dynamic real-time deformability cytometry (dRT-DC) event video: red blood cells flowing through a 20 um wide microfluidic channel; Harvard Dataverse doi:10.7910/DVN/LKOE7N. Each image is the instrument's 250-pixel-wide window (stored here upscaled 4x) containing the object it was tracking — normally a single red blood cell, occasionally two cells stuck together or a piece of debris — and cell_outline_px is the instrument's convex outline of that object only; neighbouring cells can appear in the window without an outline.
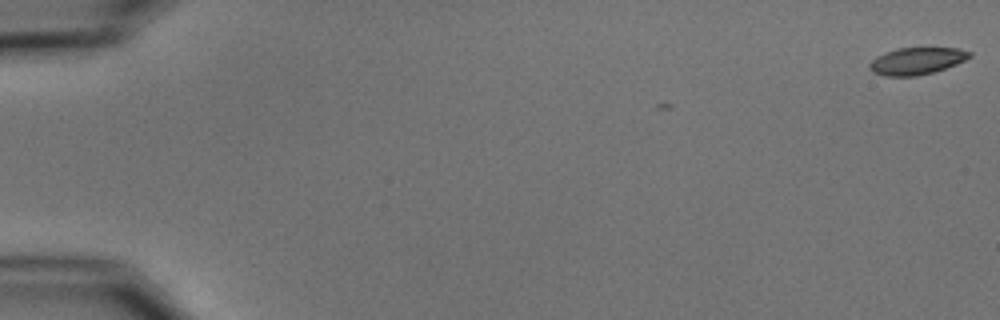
{"species": "common noctule bat (a hibernating species)", "species_latin": "Nyctalus noctula", "temperature_condition": "cold", "stored_images_in_passage": 4, "camera_frame_rate_fps": 3000, "um_per_image_px": 0.085, "animal": {"sex": "male", "body_mass_g": 15.6}, "frame": {"image": 1, "passage_image": 1, "time_ms": 0.0, "image_size_px": [1000, 320], "cell_outline_px": [[972, 56], [956, 64], [932, 72], [916, 76], [884, 76], [872, 72], [868, 68], [868, 64], [876, 56], [884, 52], [896, 48], [956, 48], [972, 52]], "centroid_in_image_um": [77.87, 5.18], "position_along_channel_um": 7.1, "area_um2": 15.78}}